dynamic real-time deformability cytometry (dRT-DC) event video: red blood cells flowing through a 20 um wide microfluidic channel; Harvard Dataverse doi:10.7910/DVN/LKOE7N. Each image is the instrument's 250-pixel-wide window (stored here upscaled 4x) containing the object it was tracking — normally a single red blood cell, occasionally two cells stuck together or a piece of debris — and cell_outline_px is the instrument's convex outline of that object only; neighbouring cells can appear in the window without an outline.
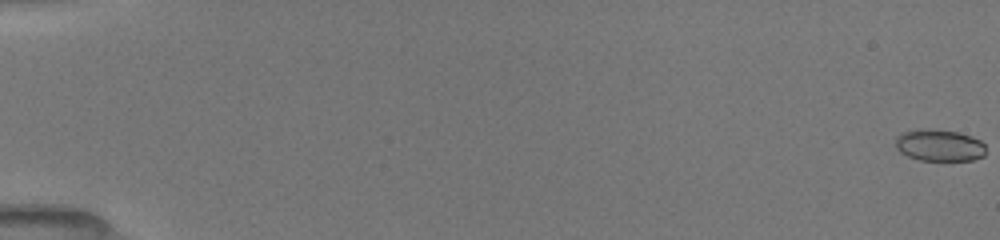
{"species": "common noctule bat (a hibernating species)", "species_latin": "Nyctalus noctula", "temperature_condition": "room temperature", "stored_images_in_passage": 12, "camera_frame_rate_fps": 3000, "um_per_image_px": 0.085, "animal": {"sex": "female", "body_mass_g": 19.5, "forearm_length_mm": 54.1}, "frame": {"image": 1, "passage_image": 1, "time_ms": 0.0, "image_size_px": [1000, 240], "cell_outline_px": [[984, 156], [972, 160], [920, 160], [908, 156], [900, 152], [896, 148], [896, 136], [904, 132], [956, 132], [980, 140], [984, 144]], "centroid_in_image_um": [79.86, 12.42], "position_along_channel_um": 5.1, "area_um2": 15.72}}
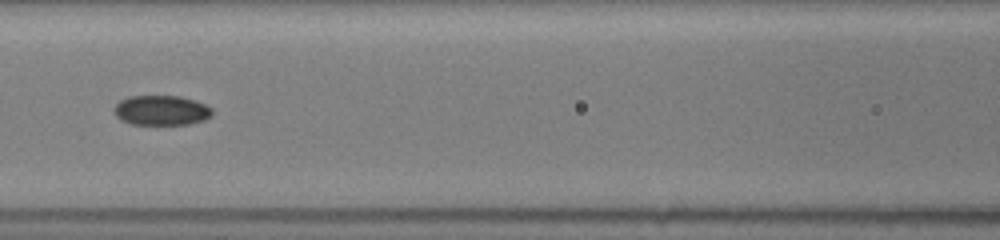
{"frame": {"image": 2, "passage_image": 10, "time_ms": 8.333, "image_size_px": [1000, 240], "cell_outline_px": [[212, 116], [204, 120], [188, 124], [132, 124], [120, 120], [112, 112], [112, 108], [120, 100], [128, 96], [180, 96], [196, 100], [212, 108]], "centroid_in_image_um": [13.69, 9.37], "position_along_channel_um": 152.9, "area_um2": 17.28}}
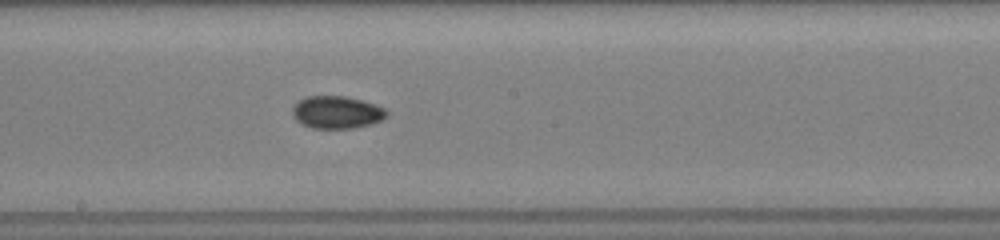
{"frame": {"image": 3, "passage_image": 12, "time_ms": 10.0, "image_size_px": [1000, 240], "cell_outline_px": [[388, 116], [372, 124], [352, 128], [312, 128], [296, 120], [292, 116], [292, 108], [300, 100], [308, 96], [344, 96], [376, 104], [384, 108], [388, 112]], "centroid_in_image_um": [28.64, 9.54], "position_along_channel_um": 219.6, "area_um2": 17.74}}